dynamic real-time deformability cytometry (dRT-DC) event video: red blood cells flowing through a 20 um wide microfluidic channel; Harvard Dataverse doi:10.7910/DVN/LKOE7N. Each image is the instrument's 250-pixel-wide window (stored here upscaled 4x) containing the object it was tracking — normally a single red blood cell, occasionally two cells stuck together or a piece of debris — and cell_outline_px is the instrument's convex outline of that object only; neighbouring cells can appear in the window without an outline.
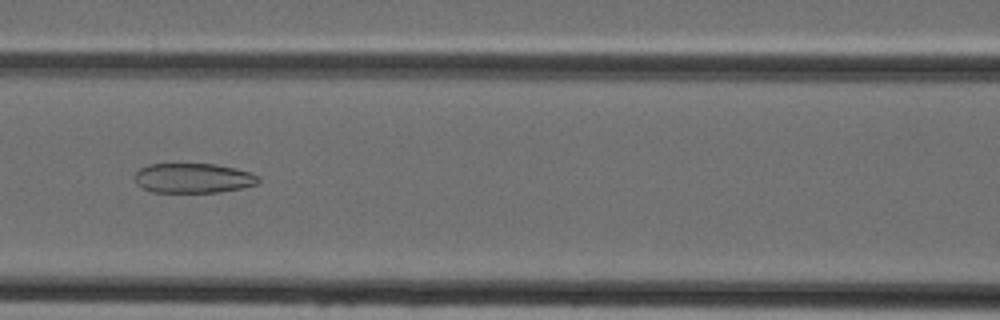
{"species": "Egyptian fruit bat (a non-hibernating species)", "species_latin": "Rousettus aegyptiacus", "temperature_condition": "cold", "stored_images_in_passage": 46, "camera_frame_rate_fps": 3000, "um_per_image_px": 0.085, "animal": {"sex": "female"}, "frame": {"image": 1, "passage_image": 20, "time_ms": 6.333, "image_size_px": [1000, 320], "cell_outline_px": [[260, 180], [256, 184], [240, 188], [220, 192], [152, 192], [140, 188], [136, 184], [136, 172], [140, 168], [148, 164], [216, 164], [236, 168], [252, 172], [260, 176]], "centroid_in_image_um": [16.43, 15.14], "position_along_channel_um": 150.2, "area_um2": 21.62}}
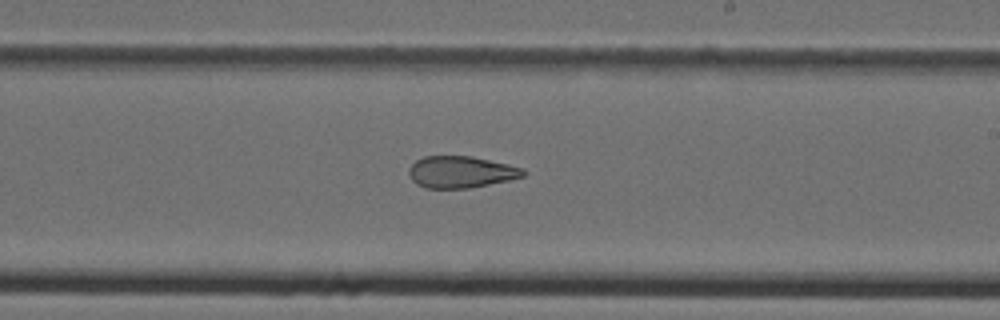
{"frame": {"image": 2, "passage_image": 27, "time_ms": 8.667, "image_size_px": [1000, 320], "cell_outline_px": [[528, 172], [524, 176], [508, 180], [468, 188], [424, 188], [416, 184], [412, 180], [408, 172], [408, 168], [416, 160], [424, 156], [472, 156], [508, 164], [524, 168]], "centroid_in_image_um": [39.17, 14.61], "position_along_channel_um": 249.8, "area_um2": 21.21}}
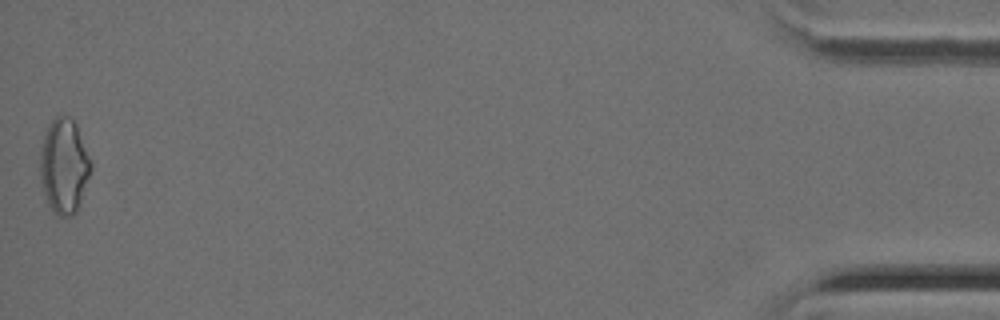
{"frame": {"image": 3, "passage_image": 46, "time_ms": 15.0, "image_size_px": [1000, 320], "cell_outline_px": [[92, 168], [76, 212], [72, 216], [60, 216], [52, 212], [48, 204], [40, 180], [40, 152], [44, 136], [52, 120], [56, 116], [68, 116], [76, 124], [92, 160]], "centroid_in_image_um": [5.45, 14.13], "position_along_channel_um": 429.8, "area_um2": 27.98}}